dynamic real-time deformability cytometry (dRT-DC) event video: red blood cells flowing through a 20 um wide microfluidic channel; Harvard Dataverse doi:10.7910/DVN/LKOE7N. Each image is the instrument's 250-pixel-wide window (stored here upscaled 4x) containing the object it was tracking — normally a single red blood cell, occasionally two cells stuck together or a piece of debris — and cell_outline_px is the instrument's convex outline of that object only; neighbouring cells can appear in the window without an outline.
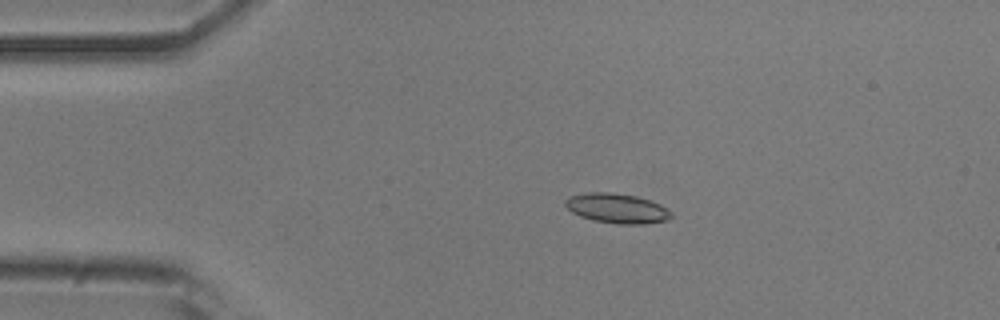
{"species": "common noctule bat (a hibernating species)", "species_latin": "Nyctalus noctula", "temperature_condition": "room temperature", "stored_images_in_passage": 43, "camera_frame_rate_fps": 3000, "um_per_image_px": 0.085, "animal": {"sex": "male", "body_mass_g": 20.5, "forearm_length_mm": 52.5}, "frame": {"image": 1, "passage_image": 1, "time_ms": 0.0, "image_size_px": [1000, 320], "cell_outline_px": [[672, 216], [668, 220], [644, 224], [616, 224], [592, 220], [580, 216], [572, 212], [564, 204], [564, 200], [568, 196], [588, 192], [608, 192], [636, 196], [660, 204], [668, 208], [672, 212]], "centroid_in_image_um": [52.44, 17.71], "position_along_channel_um": 32.6, "area_um2": 18.5}}
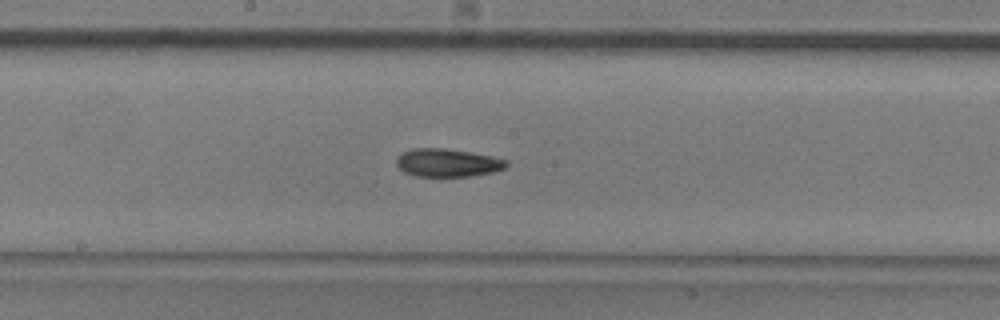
{"frame": {"image": 2, "passage_image": 18, "time_ms": 5.667, "image_size_px": [1000, 320], "cell_outline_px": [[508, 164], [504, 168], [492, 172], [468, 176], [416, 176], [404, 172], [396, 164], [396, 156], [400, 152], [412, 148], [444, 148], [492, 156], [508, 160]], "centroid_in_image_um": [37.99, 13.82], "position_along_channel_um": 210.2, "area_um2": 17.98}}
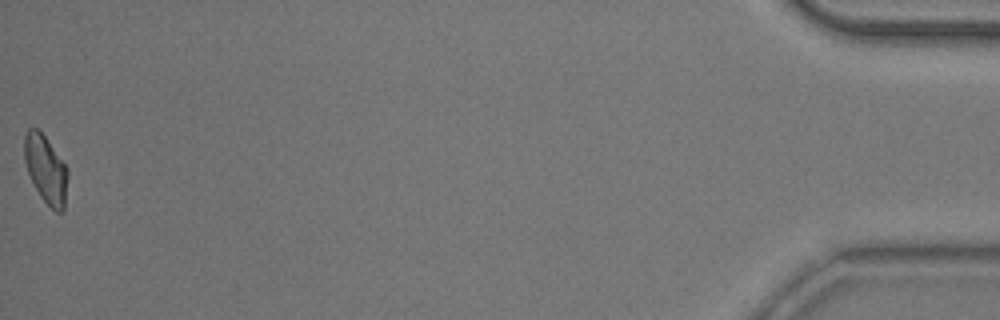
{"frame": {"image": 3, "passage_image": 43, "time_ms": 14.0, "image_size_px": [1000, 320], "cell_outline_px": [[68, 176], [64, 212], [56, 212], [40, 196], [28, 172], [24, 160], [24, 136], [28, 128], [36, 128], [44, 136], [68, 168]], "centroid_in_image_um": [3.9, 14.4], "position_along_channel_um": 431.3, "area_um2": 16.99}, "authors_computed_cell_mechanics": {"area_um2": 17.8602, "velocity_mm_per_s": 3.8554, "shape_relaxation_time_tau1_ms": 6.8277, "shape_relaxation_time_tau2_ms": 4.5288, "deformation_change_tau1": 0.1876, "deformation_change_tau2": 0.0851}}